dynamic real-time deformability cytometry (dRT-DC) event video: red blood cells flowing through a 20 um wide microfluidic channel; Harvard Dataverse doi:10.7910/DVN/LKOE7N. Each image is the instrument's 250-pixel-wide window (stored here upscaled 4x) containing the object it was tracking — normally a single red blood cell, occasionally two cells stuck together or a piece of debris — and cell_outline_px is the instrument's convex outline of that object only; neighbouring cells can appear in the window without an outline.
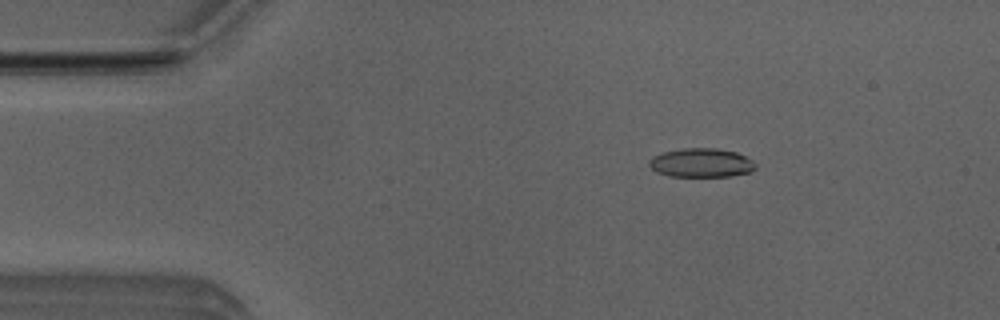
{"species": "Egyptian fruit bat (a non-hibernating species)", "species_latin": "Rousettus aegyptiacus", "temperature_condition": "room temperature", "stored_images_in_passage": 4, "camera_frame_rate_fps": 3000, "um_per_image_px": 0.085, "animal": {"sex": "male"}, "frame": {"image": 1, "passage_image": 2, "time_ms": 0.333, "image_size_px": [1000, 320], "cell_outline_px": [[756, 168], [752, 172], [732, 176], [668, 176], [656, 172], [648, 164], [648, 160], [652, 156], [664, 152], [684, 148], [716, 148], [736, 152], [752, 160], [756, 164]], "centroid_in_image_um": [59.61, 13.84], "position_along_channel_um": 25.4, "area_um2": 18.03}}